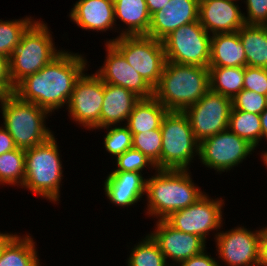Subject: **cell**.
<instances>
[{
  "instance_id": "10",
  "label": "cell",
  "mask_w": 267,
  "mask_h": 266,
  "mask_svg": "<svg viewBox=\"0 0 267 266\" xmlns=\"http://www.w3.org/2000/svg\"><path fill=\"white\" fill-rule=\"evenodd\" d=\"M224 202V199H213L205 192L194 204L171 213L164 220L173 228L206 241L210 232H219L223 227Z\"/></svg>"
},
{
  "instance_id": "32",
  "label": "cell",
  "mask_w": 267,
  "mask_h": 266,
  "mask_svg": "<svg viewBox=\"0 0 267 266\" xmlns=\"http://www.w3.org/2000/svg\"><path fill=\"white\" fill-rule=\"evenodd\" d=\"M132 148L139 150L148 157L156 166L161 169V148L162 134L161 128L150 131L132 134Z\"/></svg>"
},
{
  "instance_id": "3",
  "label": "cell",
  "mask_w": 267,
  "mask_h": 266,
  "mask_svg": "<svg viewBox=\"0 0 267 266\" xmlns=\"http://www.w3.org/2000/svg\"><path fill=\"white\" fill-rule=\"evenodd\" d=\"M210 90L209 68L166 61L154 97L168 111H184Z\"/></svg>"
},
{
  "instance_id": "37",
  "label": "cell",
  "mask_w": 267,
  "mask_h": 266,
  "mask_svg": "<svg viewBox=\"0 0 267 266\" xmlns=\"http://www.w3.org/2000/svg\"><path fill=\"white\" fill-rule=\"evenodd\" d=\"M246 12L243 13L246 25H267V0H244Z\"/></svg>"
},
{
  "instance_id": "4",
  "label": "cell",
  "mask_w": 267,
  "mask_h": 266,
  "mask_svg": "<svg viewBox=\"0 0 267 266\" xmlns=\"http://www.w3.org/2000/svg\"><path fill=\"white\" fill-rule=\"evenodd\" d=\"M56 136L25 150V178L22 189L54 204L60 201L63 166ZM57 202V203H56Z\"/></svg>"
},
{
  "instance_id": "6",
  "label": "cell",
  "mask_w": 267,
  "mask_h": 266,
  "mask_svg": "<svg viewBox=\"0 0 267 266\" xmlns=\"http://www.w3.org/2000/svg\"><path fill=\"white\" fill-rule=\"evenodd\" d=\"M51 32L47 23L37 19L22 35L9 57L14 86L25 77L37 73L63 51L56 48Z\"/></svg>"
},
{
  "instance_id": "9",
  "label": "cell",
  "mask_w": 267,
  "mask_h": 266,
  "mask_svg": "<svg viewBox=\"0 0 267 266\" xmlns=\"http://www.w3.org/2000/svg\"><path fill=\"white\" fill-rule=\"evenodd\" d=\"M211 36L199 20L179 27L162 40L166 61L209 67Z\"/></svg>"
},
{
  "instance_id": "35",
  "label": "cell",
  "mask_w": 267,
  "mask_h": 266,
  "mask_svg": "<svg viewBox=\"0 0 267 266\" xmlns=\"http://www.w3.org/2000/svg\"><path fill=\"white\" fill-rule=\"evenodd\" d=\"M232 107L236 110L260 115L266 107L265 95L243 89L232 99Z\"/></svg>"
},
{
  "instance_id": "14",
  "label": "cell",
  "mask_w": 267,
  "mask_h": 266,
  "mask_svg": "<svg viewBox=\"0 0 267 266\" xmlns=\"http://www.w3.org/2000/svg\"><path fill=\"white\" fill-rule=\"evenodd\" d=\"M261 229L237 226L214 234L216 255L227 266H258Z\"/></svg>"
},
{
  "instance_id": "15",
  "label": "cell",
  "mask_w": 267,
  "mask_h": 266,
  "mask_svg": "<svg viewBox=\"0 0 267 266\" xmlns=\"http://www.w3.org/2000/svg\"><path fill=\"white\" fill-rule=\"evenodd\" d=\"M154 228L149 233L158 244L169 266H177L207 249V241L200 236L179 231L165 220H157ZM167 260H172L170 261L172 263L169 264Z\"/></svg>"
},
{
  "instance_id": "38",
  "label": "cell",
  "mask_w": 267,
  "mask_h": 266,
  "mask_svg": "<svg viewBox=\"0 0 267 266\" xmlns=\"http://www.w3.org/2000/svg\"><path fill=\"white\" fill-rule=\"evenodd\" d=\"M15 86L11 80L9 57L0 54V93L14 94Z\"/></svg>"
},
{
  "instance_id": "20",
  "label": "cell",
  "mask_w": 267,
  "mask_h": 266,
  "mask_svg": "<svg viewBox=\"0 0 267 266\" xmlns=\"http://www.w3.org/2000/svg\"><path fill=\"white\" fill-rule=\"evenodd\" d=\"M110 173V174H109ZM104 182V194L114 205L130 207L146 196V178L140 172H109Z\"/></svg>"
},
{
  "instance_id": "18",
  "label": "cell",
  "mask_w": 267,
  "mask_h": 266,
  "mask_svg": "<svg viewBox=\"0 0 267 266\" xmlns=\"http://www.w3.org/2000/svg\"><path fill=\"white\" fill-rule=\"evenodd\" d=\"M199 20V0H170L151 15L146 36L163 40L179 27Z\"/></svg>"
},
{
  "instance_id": "5",
  "label": "cell",
  "mask_w": 267,
  "mask_h": 266,
  "mask_svg": "<svg viewBox=\"0 0 267 266\" xmlns=\"http://www.w3.org/2000/svg\"><path fill=\"white\" fill-rule=\"evenodd\" d=\"M3 126L13 138L16 148L30 149L46 142L54 132L46 127L50 113L34 103L20 100L15 94L0 101Z\"/></svg>"
},
{
  "instance_id": "11",
  "label": "cell",
  "mask_w": 267,
  "mask_h": 266,
  "mask_svg": "<svg viewBox=\"0 0 267 266\" xmlns=\"http://www.w3.org/2000/svg\"><path fill=\"white\" fill-rule=\"evenodd\" d=\"M254 150L245 139L227 129L199 143L198 159L205 167L221 174L238 167Z\"/></svg>"
},
{
  "instance_id": "26",
  "label": "cell",
  "mask_w": 267,
  "mask_h": 266,
  "mask_svg": "<svg viewBox=\"0 0 267 266\" xmlns=\"http://www.w3.org/2000/svg\"><path fill=\"white\" fill-rule=\"evenodd\" d=\"M30 233L16 234L0 256V266H41L36 241Z\"/></svg>"
},
{
  "instance_id": "28",
  "label": "cell",
  "mask_w": 267,
  "mask_h": 266,
  "mask_svg": "<svg viewBox=\"0 0 267 266\" xmlns=\"http://www.w3.org/2000/svg\"><path fill=\"white\" fill-rule=\"evenodd\" d=\"M228 129L237 136L245 139L255 149L262 141L260 115L236 110L232 107Z\"/></svg>"
},
{
  "instance_id": "22",
  "label": "cell",
  "mask_w": 267,
  "mask_h": 266,
  "mask_svg": "<svg viewBox=\"0 0 267 266\" xmlns=\"http://www.w3.org/2000/svg\"><path fill=\"white\" fill-rule=\"evenodd\" d=\"M115 23L119 19L124 28L117 27L120 32L117 37L107 39L111 43L120 36L147 35L151 22L146 0H113ZM126 25V26H125ZM122 29V30H121Z\"/></svg>"
},
{
  "instance_id": "24",
  "label": "cell",
  "mask_w": 267,
  "mask_h": 266,
  "mask_svg": "<svg viewBox=\"0 0 267 266\" xmlns=\"http://www.w3.org/2000/svg\"><path fill=\"white\" fill-rule=\"evenodd\" d=\"M168 110L153 96L140 99L133 107L125 126L132 134L161 128Z\"/></svg>"
},
{
  "instance_id": "31",
  "label": "cell",
  "mask_w": 267,
  "mask_h": 266,
  "mask_svg": "<svg viewBox=\"0 0 267 266\" xmlns=\"http://www.w3.org/2000/svg\"><path fill=\"white\" fill-rule=\"evenodd\" d=\"M31 16L22 19L1 20L0 19V54L10 57L22 35L36 21Z\"/></svg>"
},
{
  "instance_id": "40",
  "label": "cell",
  "mask_w": 267,
  "mask_h": 266,
  "mask_svg": "<svg viewBox=\"0 0 267 266\" xmlns=\"http://www.w3.org/2000/svg\"><path fill=\"white\" fill-rule=\"evenodd\" d=\"M258 266H267V226L261 228Z\"/></svg>"
},
{
  "instance_id": "33",
  "label": "cell",
  "mask_w": 267,
  "mask_h": 266,
  "mask_svg": "<svg viewBox=\"0 0 267 266\" xmlns=\"http://www.w3.org/2000/svg\"><path fill=\"white\" fill-rule=\"evenodd\" d=\"M99 129L106 130L103 146L111 156L116 158L132 148L133 136L125 125L107 126Z\"/></svg>"
},
{
  "instance_id": "46",
  "label": "cell",
  "mask_w": 267,
  "mask_h": 266,
  "mask_svg": "<svg viewBox=\"0 0 267 266\" xmlns=\"http://www.w3.org/2000/svg\"><path fill=\"white\" fill-rule=\"evenodd\" d=\"M265 98H266V107H267V93H266V95H265Z\"/></svg>"
},
{
  "instance_id": "25",
  "label": "cell",
  "mask_w": 267,
  "mask_h": 266,
  "mask_svg": "<svg viewBox=\"0 0 267 266\" xmlns=\"http://www.w3.org/2000/svg\"><path fill=\"white\" fill-rule=\"evenodd\" d=\"M246 55V66L267 69V25H244L237 31Z\"/></svg>"
},
{
  "instance_id": "39",
  "label": "cell",
  "mask_w": 267,
  "mask_h": 266,
  "mask_svg": "<svg viewBox=\"0 0 267 266\" xmlns=\"http://www.w3.org/2000/svg\"><path fill=\"white\" fill-rule=\"evenodd\" d=\"M208 254L207 250H204L202 253L192 256L177 266H221L217 258H212L211 254Z\"/></svg>"
},
{
  "instance_id": "27",
  "label": "cell",
  "mask_w": 267,
  "mask_h": 266,
  "mask_svg": "<svg viewBox=\"0 0 267 266\" xmlns=\"http://www.w3.org/2000/svg\"><path fill=\"white\" fill-rule=\"evenodd\" d=\"M210 90L233 99L244 89L245 67H208Z\"/></svg>"
},
{
  "instance_id": "23",
  "label": "cell",
  "mask_w": 267,
  "mask_h": 266,
  "mask_svg": "<svg viewBox=\"0 0 267 266\" xmlns=\"http://www.w3.org/2000/svg\"><path fill=\"white\" fill-rule=\"evenodd\" d=\"M246 55L238 32L211 36L209 67H245Z\"/></svg>"
},
{
  "instance_id": "29",
  "label": "cell",
  "mask_w": 267,
  "mask_h": 266,
  "mask_svg": "<svg viewBox=\"0 0 267 266\" xmlns=\"http://www.w3.org/2000/svg\"><path fill=\"white\" fill-rule=\"evenodd\" d=\"M25 178V150L16 148L0 155V185L22 188Z\"/></svg>"
},
{
  "instance_id": "8",
  "label": "cell",
  "mask_w": 267,
  "mask_h": 266,
  "mask_svg": "<svg viewBox=\"0 0 267 266\" xmlns=\"http://www.w3.org/2000/svg\"><path fill=\"white\" fill-rule=\"evenodd\" d=\"M111 44L153 89L158 85L166 64L161 40L146 35L120 36Z\"/></svg>"
},
{
  "instance_id": "42",
  "label": "cell",
  "mask_w": 267,
  "mask_h": 266,
  "mask_svg": "<svg viewBox=\"0 0 267 266\" xmlns=\"http://www.w3.org/2000/svg\"><path fill=\"white\" fill-rule=\"evenodd\" d=\"M169 2L170 0H146L149 14L152 15L153 13L161 10Z\"/></svg>"
},
{
  "instance_id": "7",
  "label": "cell",
  "mask_w": 267,
  "mask_h": 266,
  "mask_svg": "<svg viewBox=\"0 0 267 266\" xmlns=\"http://www.w3.org/2000/svg\"><path fill=\"white\" fill-rule=\"evenodd\" d=\"M161 134V169L189 170L193 159L199 157V142L186 114L168 111L162 120Z\"/></svg>"
},
{
  "instance_id": "19",
  "label": "cell",
  "mask_w": 267,
  "mask_h": 266,
  "mask_svg": "<svg viewBox=\"0 0 267 266\" xmlns=\"http://www.w3.org/2000/svg\"><path fill=\"white\" fill-rule=\"evenodd\" d=\"M69 18L85 31L106 32L119 26L115 23L113 0H78L69 12ZM117 24V25H116Z\"/></svg>"
},
{
  "instance_id": "43",
  "label": "cell",
  "mask_w": 267,
  "mask_h": 266,
  "mask_svg": "<svg viewBox=\"0 0 267 266\" xmlns=\"http://www.w3.org/2000/svg\"><path fill=\"white\" fill-rule=\"evenodd\" d=\"M16 235L12 233H1L0 231V256L2 254L3 249L5 248L6 244Z\"/></svg>"
},
{
  "instance_id": "34",
  "label": "cell",
  "mask_w": 267,
  "mask_h": 266,
  "mask_svg": "<svg viewBox=\"0 0 267 266\" xmlns=\"http://www.w3.org/2000/svg\"><path fill=\"white\" fill-rule=\"evenodd\" d=\"M116 168L111 172H140L146 168L156 170L155 164L142 152L134 148L128 149L116 158Z\"/></svg>"
},
{
  "instance_id": "44",
  "label": "cell",
  "mask_w": 267,
  "mask_h": 266,
  "mask_svg": "<svg viewBox=\"0 0 267 266\" xmlns=\"http://www.w3.org/2000/svg\"><path fill=\"white\" fill-rule=\"evenodd\" d=\"M262 139L267 140V108L260 114Z\"/></svg>"
},
{
  "instance_id": "12",
  "label": "cell",
  "mask_w": 267,
  "mask_h": 266,
  "mask_svg": "<svg viewBox=\"0 0 267 266\" xmlns=\"http://www.w3.org/2000/svg\"><path fill=\"white\" fill-rule=\"evenodd\" d=\"M103 100L104 82L96 73L84 71L75 82L66 108L70 120L87 130H99Z\"/></svg>"
},
{
  "instance_id": "30",
  "label": "cell",
  "mask_w": 267,
  "mask_h": 266,
  "mask_svg": "<svg viewBox=\"0 0 267 266\" xmlns=\"http://www.w3.org/2000/svg\"><path fill=\"white\" fill-rule=\"evenodd\" d=\"M127 266H169L158 244L148 233L130 250Z\"/></svg>"
},
{
  "instance_id": "21",
  "label": "cell",
  "mask_w": 267,
  "mask_h": 266,
  "mask_svg": "<svg viewBox=\"0 0 267 266\" xmlns=\"http://www.w3.org/2000/svg\"><path fill=\"white\" fill-rule=\"evenodd\" d=\"M140 98L122 86L104 83V100L101 109V128L125 125L134 105Z\"/></svg>"
},
{
  "instance_id": "36",
  "label": "cell",
  "mask_w": 267,
  "mask_h": 266,
  "mask_svg": "<svg viewBox=\"0 0 267 266\" xmlns=\"http://www.w3.org/2000/svg\"><path fill=\"white\" fill-rule=\"evenodd\" d=\"M244 89L260 95L267 93V69L245 66Z\"/></svg>"
},
{
  "instance_id": "45",
  "label": "cell",
  "mask_w": 267,
  "mask_h": 266,
  "mask_svg": "<svg viewBox=\"0 0 267 266\" xmlns=\"http://www.w3.org/2000/svg\"><path fill=\"white\" fill-rule=\"evenodd\" d=\"M260 159H262L264 165L267 168V150L261 152V158Z\"/></svg>"
},
{
  "instance_id": "1",
  "label": "cell",
  "mask_w": 267,
  "mask_h": 266,
  "mask_svg": "<svg viewBox=\"0 0 267 266\" xmlns=\"http://www.w3.org/2000/svg\"><path fill=\"white\" fill-rule=\"evenodd\" d=\"M87 64L84 54L63 50L37 73L21 80L14 94L46 109L52 116L55 110L67 108L76 80L88 71Z\"/></svg>"
},
{
  "instance_id": "13",
  "label": "cell",
  "mask_w": 267,
  "mask_h": 266,
  "mask_svg": "<svg viewBox=\"0 0 267 266\" xmlns=\"http://www.w3.org/2000/svg\"><path fill=\"white\" fill-rule=\"evenodd\" d=\"M232 99L209 90L183 112L189 119L194 137L202 140L228 129Z\"/></svg>"
},
{
  "instance_id": "17",
  "label": "cell",
  "mask_w": 267,
  "mask_h": 266,
  "mask_svg": "<svg viewBox=\"0 0 267 266\" xmlns=\"http://www.w3.org/2000/svg\"><path fill=\"white\" fill-rule=\"evenodd\" d=\"M239 0H200L199 22L210 34L233 33L245 25Z\"/></svg>"
},
{
  "instance_id": "41",
  "label": "cell",
  "mask_w": 267,
  "mask_h": 266,
  "mask_svg": "<svg viewBox=\"0 0 267 266\" xmlns=\"http://www.w3.org/2000/svg\"><path fill=\"white\" fill-rule=\"evenodd\" d=\"M16 149L13 138L8 133L7 129L1 125L0 127V155Z\"/></svg>"
},
{
  "instance_id": "16",
  "label": "cell",
  "mask_w": 267,
  "mask_h": 266,
  "mask_svg": "<svg viewBox=\"0 0 267 266\" xmlns=\"http://www.w3.org/2000/svg\"><path fill=\"white\" fill-rule=\"evenodd\" d=\"M106 57L95 73L104 83L122 86L140 99L154 96V89L130 66L123 55L111 44L104 43Z\"/></svg>"
},
{
  "instance_id": "2",
  "label": "cell",
  "mask_w": 267,
  "mask_h": 266,
  "mask_svg": "<svg viewBox=\"0 0 267 266\" xmlns=\"http://www.w3.org/2000/svg\"><path fill=\"white\" fill-rule=\"evenodd\" d=\"M146 179V215L157 220L194 204L205 192L194 183L189 170L156 169Z\"/></svg>"
}]
</instances>
